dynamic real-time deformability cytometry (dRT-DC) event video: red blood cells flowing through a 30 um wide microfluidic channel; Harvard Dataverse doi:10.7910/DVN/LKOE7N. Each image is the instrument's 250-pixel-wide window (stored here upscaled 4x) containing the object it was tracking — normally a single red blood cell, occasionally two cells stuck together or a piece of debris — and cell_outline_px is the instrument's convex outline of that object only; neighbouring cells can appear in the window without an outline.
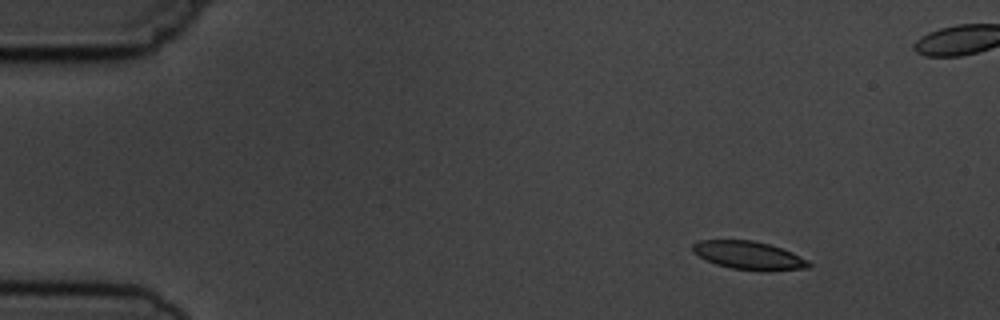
{"species": "common noctule bat (a hibernating species)", "species_latin": "Nyctalus noctula", "temperature_condition": "cold", "stored_images_in_passage": 5, "camera_frame_rate_fps": 3000, "um_per_image_px": 0.085, "animal": {"sex": "male", "body_mass_g": 19.5, "forearm_length_mm": 54.6}, "frame": {"image": 1, "passage_image": 1, "time_ms": 0.0, "image_size_px": [1000, 320], "cell_outline_px": [[812, 264], [808, 268], [760, 272], [732, 268], [716, 264], [704, 260], [692, 252], [692, 244], [700, 240], [752, 240], [768, 244], [792, 252], [808, 260]], "centroid_in_image_um": [63.63, 21.72], "position_along_channel_um": 21.4, "area_um2": 19.31}}